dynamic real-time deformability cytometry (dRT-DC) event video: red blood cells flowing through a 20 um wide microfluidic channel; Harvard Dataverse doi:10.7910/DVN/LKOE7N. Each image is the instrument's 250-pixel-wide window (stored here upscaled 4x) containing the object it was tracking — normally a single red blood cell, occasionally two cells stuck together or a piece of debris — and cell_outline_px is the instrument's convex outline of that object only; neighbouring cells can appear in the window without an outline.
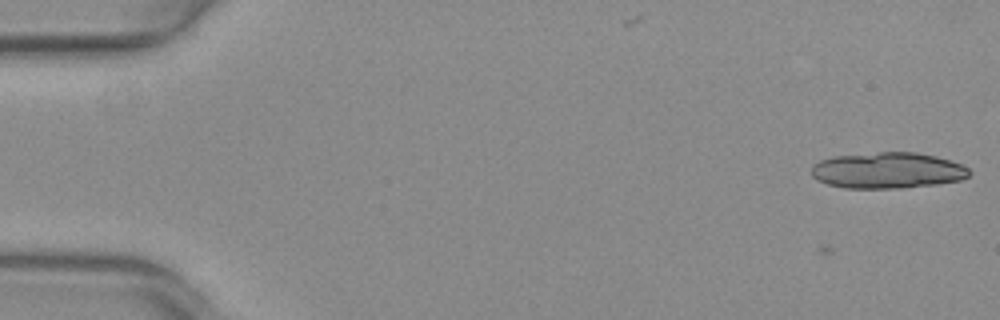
{"species": "common noctule bat (a hibernating species)", "species_latin": "Nyctalus noctula", "temperature_condition": "warm", "stored_images_in_passage": 3, "camera_frame_rate_fps": 3000, "um_per_image_px": 0.085, "animal": {"sex": "female", "body_mass_g": 29.2, "forearm_length_mm": 56.3}, "frame": {"image": 1, "passage_image": 3, "time_ms": 0.667, "image_size_px": [1000, 320], "cell_outline_px": [[972, 172], [968, 176], [960, 180], [936, 184], [900, 188], [844, 188], [828, 184], [816, 180], [812, 176], [812, 164], [820, 160], [832, 156], [880, 152], [916, 152], [936, 156], [952, 160], [964, 164]], "centroid_in_image_um": [75.46, 14.48], "position_along_channel_um": 9.5, "area_um2": 33.47}}